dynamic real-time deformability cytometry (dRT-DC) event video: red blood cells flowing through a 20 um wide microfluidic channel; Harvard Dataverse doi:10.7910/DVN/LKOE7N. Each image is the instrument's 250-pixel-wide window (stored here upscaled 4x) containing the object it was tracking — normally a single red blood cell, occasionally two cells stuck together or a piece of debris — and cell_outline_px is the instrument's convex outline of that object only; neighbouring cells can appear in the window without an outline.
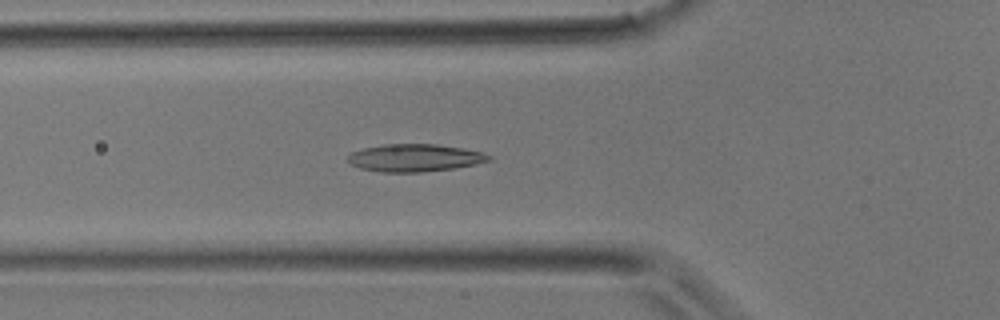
{"species": "common noctule bat (a hibernating species)", "species_latin": "Nyctalus noctula", "temperature_condition": "room temperature", "stored_images_in_passage": 15, "camera_frame_rate_fps": 3000, "um_per_image_px": 0.085, "animal": {"sex": "male", "body_mass_g": 17.9}, "frame": {"image": 1, "passage_image": 14, "time_ms": 4.333, "image_size_px": [1000, 320], "cell_outline_px": [[492, 160], [476, 164], [452, 168], [420, 172], [380, 172], [360, 168], [348, 164], [348, 156], [352, 152], [364, 148], [384, 144], [436, 144], [464, 148], [480, 152], [492, 156]], "centroid_in_image_um": [35.24, 13.41], "position_along_channel_um": 90.6, "area_um2": 22.6}}